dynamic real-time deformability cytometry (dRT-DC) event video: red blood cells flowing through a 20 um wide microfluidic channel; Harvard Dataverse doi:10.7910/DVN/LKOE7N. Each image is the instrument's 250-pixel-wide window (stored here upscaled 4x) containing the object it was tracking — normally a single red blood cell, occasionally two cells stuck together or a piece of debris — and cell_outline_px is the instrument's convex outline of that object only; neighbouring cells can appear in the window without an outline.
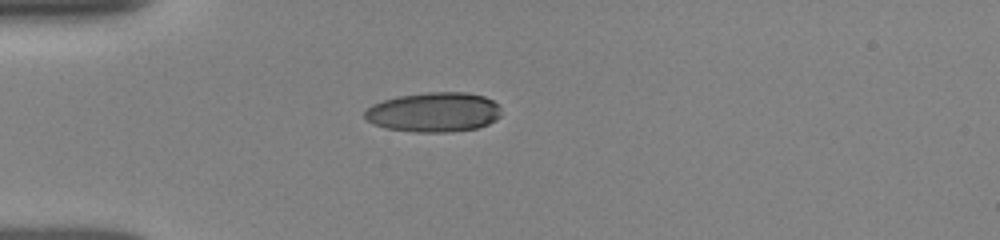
{"species": "human", "species_latin": "Homo sapiens", "temperature_condition": "room temperature", "stored_images_in_passage": 4, "camera_frame_rate_fps": 3000, "um_per_image_px": 0.085, "donor": {"sex": "female"}, "frame": {"image": 1, "passage_image": 1, "time_ms": 0.0, "image_size_px": [1000, 240], "cell_outline_px": [[500, 116], [488, 124], [476, 128], [448, 132], [412, 132], [384, 128], [372, 124], [364, 116], [364, 112], [372, 104], [396, 96], [428, 92], [468, 92], [484, 96], [492, 100], [500, 108]], "centroid_in_image_um": [36.85, 9.53], "position_along_channel_um": 48.1, "area_um2": 31.67}}